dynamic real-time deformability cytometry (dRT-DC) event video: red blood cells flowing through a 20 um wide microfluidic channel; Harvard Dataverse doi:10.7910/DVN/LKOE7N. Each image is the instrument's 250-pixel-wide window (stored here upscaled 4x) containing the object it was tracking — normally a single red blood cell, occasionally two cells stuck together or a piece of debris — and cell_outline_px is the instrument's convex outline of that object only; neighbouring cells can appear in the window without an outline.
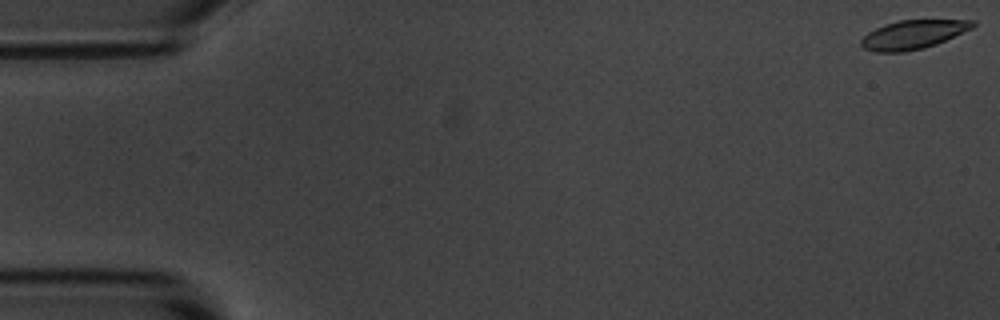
{"species": "common noctule bat (a hibernating species)", "species_latin": "Nyctalus noctula", "temperature_condition": "room temperature", "stored_images_in_passage": 5, "camera_frame_rate_fps": 3000, "um_per_image_px": 0.085, "animal": {"sex": "male", "body_mass_g": 20.1, "forearm_length_mm": 53.5}, "frame": {"image": 1, "passage_image": 1, "time_ms": 0.0, "image_size_px": [1000, 320], "cell_outline_px": [[976, 24], [972, 28], [936, 44], [924, 48], [904, 52], [876, 52], [864, 48], [860, 44], [860, 40], [868, 32], [884, 24], [900, 20], [976, 20]], "centroid_in_image_um": [77.6, 2.94], "position_along_channel_um": 7.4, "area_um2": 18.67}}